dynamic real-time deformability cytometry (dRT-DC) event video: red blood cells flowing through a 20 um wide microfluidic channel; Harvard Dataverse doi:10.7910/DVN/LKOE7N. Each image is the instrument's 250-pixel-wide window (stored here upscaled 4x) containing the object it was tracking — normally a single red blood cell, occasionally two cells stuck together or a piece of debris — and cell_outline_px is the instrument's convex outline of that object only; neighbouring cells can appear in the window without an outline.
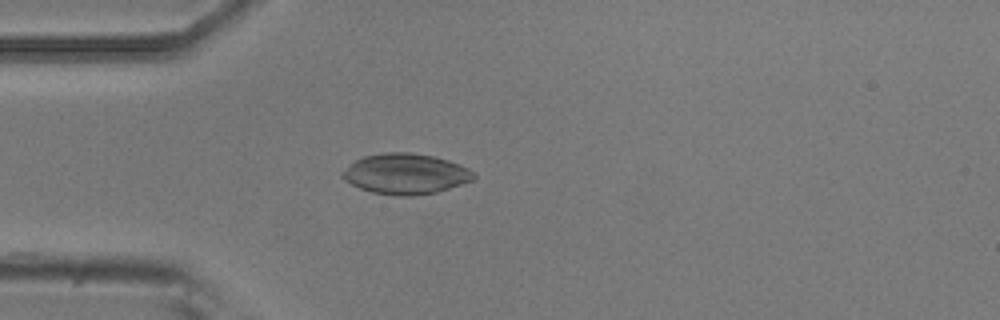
{"species": "common noctule bat (a hibernating species)", "species_latin": "Nyctalus noctula", "temperature_condition": "room temperature", "stored_images_in_passage": 1, "camera_frame_rate_fps": 3000, "um_per_image_px": 0.085, "animal": {"sex": "male", "body_mass_g": 20.5, "forearm_length_mm": 52.5}, "frame": {"image": 1, "passage_image": 1, "time_ms": 0.0, "image_size_px": [1000, 320], "cell_outline_px": [[476, 176], [472, 180], [436, 192], [412, 196], [400, 196], [372, 192], [360, 188], [344, 180], [340, 176], [340, 172], [356, 160], [364, 156], [384, 152], [408, 152], [432, 156], [448, 160], [460, 164], [468, 168]], "centroid_in_image_um": [34.44, 14.77], "position_along_channel_um": 50.6, "area_um2": 30.81}}